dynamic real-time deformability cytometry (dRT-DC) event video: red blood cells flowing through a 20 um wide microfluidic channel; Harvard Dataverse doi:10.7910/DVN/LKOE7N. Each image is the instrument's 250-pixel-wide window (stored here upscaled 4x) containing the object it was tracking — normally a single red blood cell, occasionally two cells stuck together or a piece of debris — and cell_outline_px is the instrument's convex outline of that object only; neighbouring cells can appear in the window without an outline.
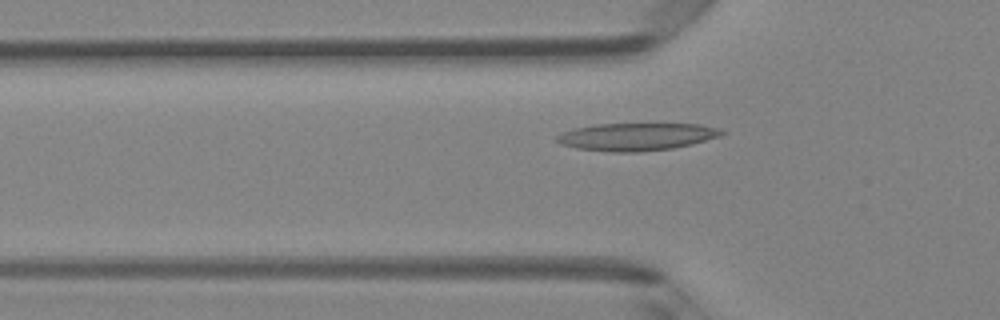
{"species": "Egyptian fruit bat (a non-hibernating species)", "species_latin": "Rousettus aegyptiacus", "temperature_condition": "room temperature", "stored_images_in_passage": 48, "camera_frame_rate_fps": 3000, "um_per_image_px": 0.085, "animal": {"sex": "female"}, "frame": {"image": 1, "passage_image": 15, "time_ms": 4.667, "image_size_px": [1000, 320], "cell_outline_px": [[724, 132], [720, 136], [692, 144], [672, 148], [640, 152], [612, 152], [576, 148], [560, 144], [556, 140], [556, 136], [564, 132], [576, 128], [596, 124], [700, 124], [720, 128]], "centroid_in_image_um": [54.12, 11.62], "position_along_channel_um": 71.7, "area_um2": 26.36}}
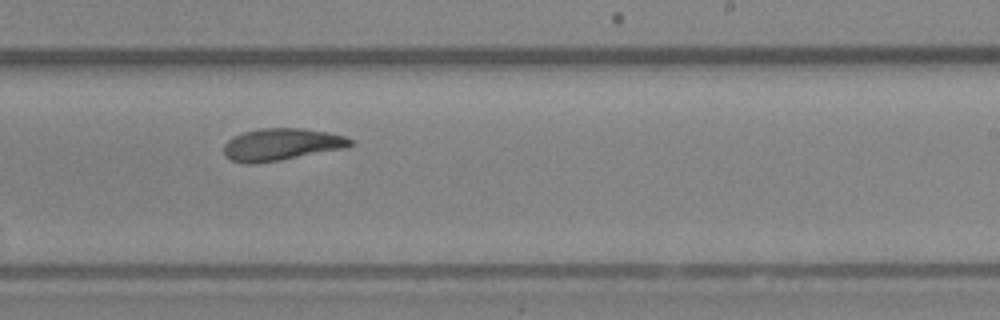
{"frame": {"image": 2, "passage_image": 29, "time_ms": 9.333, "image_size_px": [1000, 320], "cell_outline_px": [[352, 144], [348, 148], [280, 160], [252, 164], [248, 164], [232, 160], [224, 156], [224, 144], [232, 136], [244, 132], [260, 128], [300, 128], [328, 132], [344, 136], [352, 140]], "centroid_in_image_um": [23.92, 12.28], "position_along_channel_um": 265.1, "area_um2": 23.76}}
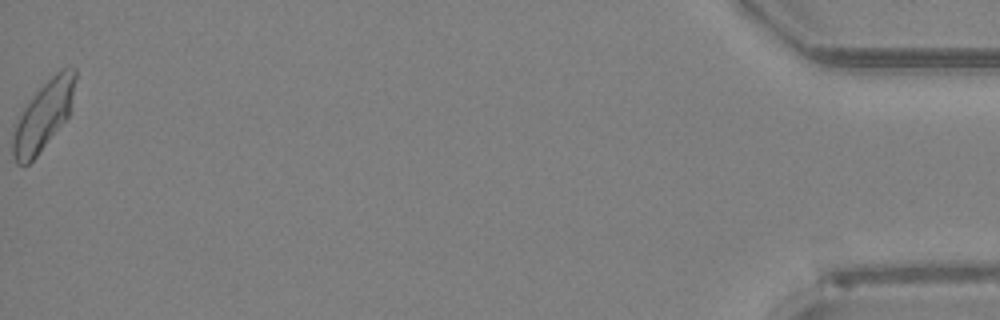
{"frame": {"image": 3, "passage_image": 48, "time_ms": 15.667, "image_size_px": [1000, 320], "cell_outline_px": [[76, 80], [68, 116], [36, 156], [28, 164], [16, 164], [12, 156], [12, 124], [32, 96], [60, 68], [76, 68]], "centroid_in_image_um": [3.63, 9.84], "position_along_channel_um": 431.6, "area_um2": 24.85}, "authors_computed_cell_mechanics": {"area_um2": 24.0448, "velocity_mm_per_s": 4.1586, "shape_relaxation_time_tau1_ms": 7.4905, "shape_relaxation_time_tau2_ms": 3.4174, "deformation_change_tau1": 0.1898, "deformation_change_tau2": 0.1108}}